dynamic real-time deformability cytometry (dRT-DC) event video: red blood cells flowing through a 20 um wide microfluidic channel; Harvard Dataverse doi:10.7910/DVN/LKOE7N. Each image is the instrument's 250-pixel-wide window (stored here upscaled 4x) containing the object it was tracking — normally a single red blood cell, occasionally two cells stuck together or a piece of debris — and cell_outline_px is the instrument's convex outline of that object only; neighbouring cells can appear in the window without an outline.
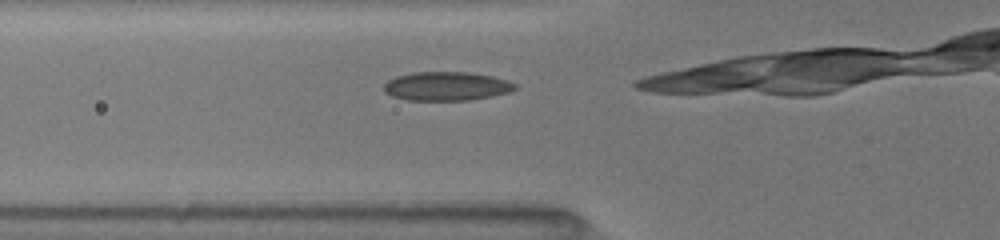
{"species": "common noctule bat (a hibernating species)", "species_latin": "Nyctalus noctula", "temperature_condition": "room temperature", "stored_images_in_passage": 26, "camera_frame_rate_fps": 3000, "um_per_image_px": 0.085, "animal": {"sex": "female", "body_mass_g": 19.5, "forearm_length_mm": 54.1}, "frame": {"image": 1, "passage_image": 3, "time_ms": 0.667, "image_size_px": [1000, 240], "cell_outline_px": [[516, 88], [508, 92], [492, 96], [468, 100], [408, 100], [392, 96], [384, 92], [384, 84], [388, 80], [396, 76], [412, 72], [468, 72], [492, 76], [508, 80], [516, 84]], "centroid_in_image_um": [37.93, 7.32], "position_along_channel_um": 87.9, "area_um2": 22.02}}
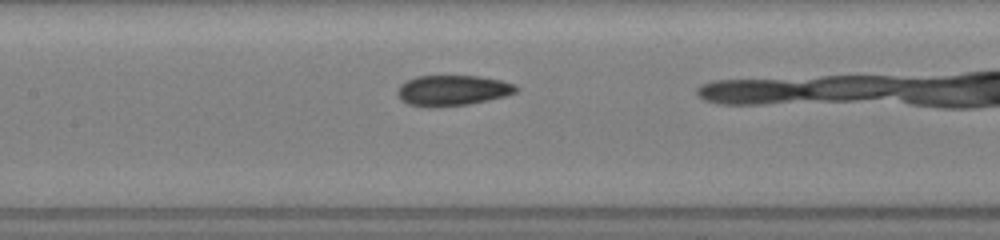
{"frame": {"image": 2, "passage_image": 9, "time_ms": 2.667, "image_size_px": [1000, 240], "cell_outline_px": [[520, 88], [516, 92], [504, 96], [488, 100], [468, 104], [440, 108], [424, 108], [408, 104], [400, 100], [396, 92], [400, 84], [416, 76], [480, 76], [500, 80], [516, 84]], "centroid_in_image_um": [38.43, 7.7], "position_along_channel_um": 169.0, "area_um2": 21.5}}
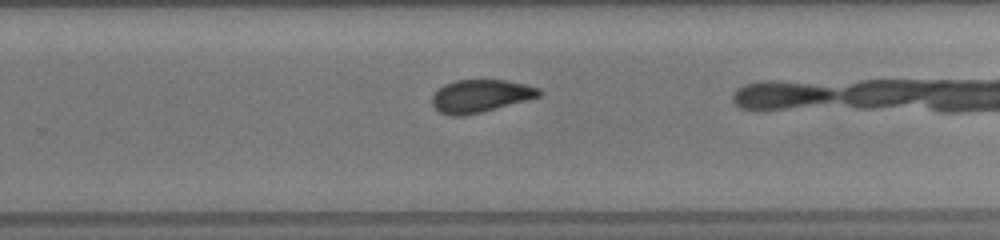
{"frame": {"image": 3, "passage_image": 18, "time_ms": 5.667, "image_size_px": [1000, 240], "cell_outline_px": [[544, 92], [540, 96], [480, 112], [464, 116], [452, 116], [440, 112], [432, 104], [432, 96], [444, 84], [456, 80], [508, 80], [540, 88]], "centroid_in_image_um": [40.84, 8.15], "position_along_channel_um": 289.0, "area_um2": 20.17}}